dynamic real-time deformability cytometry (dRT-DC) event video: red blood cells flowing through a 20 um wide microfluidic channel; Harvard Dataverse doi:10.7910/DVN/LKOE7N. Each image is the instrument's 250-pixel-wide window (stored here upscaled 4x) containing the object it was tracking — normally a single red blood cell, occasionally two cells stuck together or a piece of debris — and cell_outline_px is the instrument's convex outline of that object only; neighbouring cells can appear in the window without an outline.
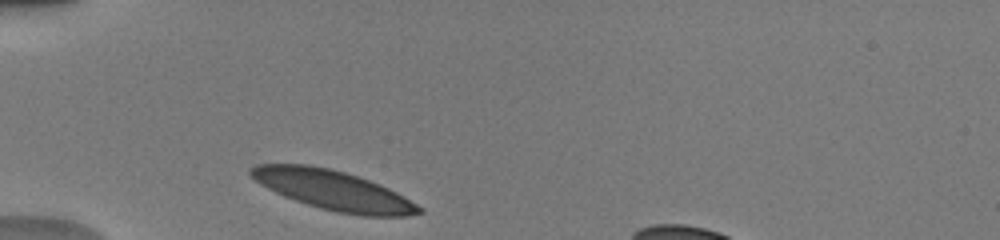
{"species": "human", "species_latin": "Homo sapiens", "temperature_condition": "warm", "stored_images_in_passage": 30, "camera_frame_rate_fps": 3000, "um_per_image_px": 0.085, "donor": {"sex": "male"}, "frame": {"image": 1, "passage_image": 1, "time_ms": 0.0, "image_size_px": [1000, 240], "cell_outline_px": [[424, 212], [408, 216], [360, 216], [336, 212], [320, 208], [284, 196], [260, 184], [248, 172], [256, 164], [308, 164], [328, 168], [344, 172], [380, 184], [396, 192], [424, 208]], "centroid_in_image_um": [28.36, 16.18], "position_along_channel_um": 56.6, "area_um2": 38.49}}
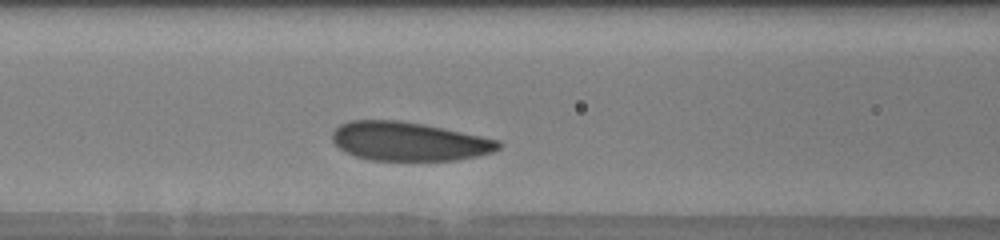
{"frame": {"image": 2, "passage_image": 8, "time_ms": 2.333, "image_size_px": [1000, 240], "cell_outline_px": [[500, 148], [492, 152], [476, 156], [456, 160], [368, 160], [344, 152], [332, 140], [332, 132], [340, 124], [352, 120], [400, 120], [424, 124], [500, 140]], "centroid_in_image_um": [34.73, 12.01], "position_along_channel_um": 131.9, "area_um2": 37.51}}
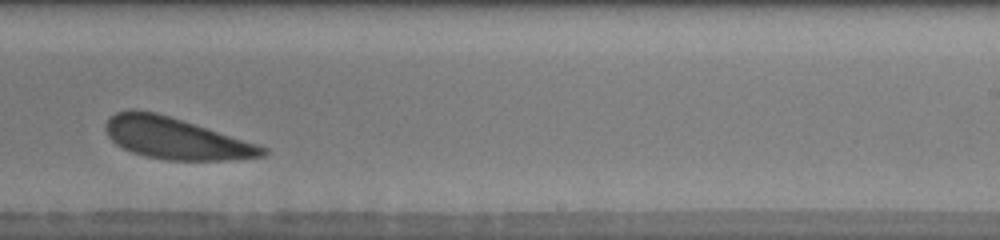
{"frame": {"image": 3, "passage_image": 19, "time_ms": 6.0, "image_size_px": [1000, 240], "cell_outline_px": [[268, 152], [264, 156], [236, 160], [164, 160], [144, 156], [132, 152], [116, 144], [108, 136], [104, 128], [104, 124], [116, 112], [128, 108], [136, 108], [156, 112], [256, 144], [268, 148]], "centroid_in_image_um": [14.88, 11.76], "position_along_channel_um": 274.1, "area_um2": 37.8}, "authors_computed_cell_mechanics": {"area_um2": 38.5526, "velocity_mm_per_s": 3.8821, "shape_relaxation_time_tau1_ms": 1.3812, "shape_relaxation_time_tau2_ms": 4.5404, "deformation_change_tau1": 0.0655, "deformation_change_tau2": 0.1118}}